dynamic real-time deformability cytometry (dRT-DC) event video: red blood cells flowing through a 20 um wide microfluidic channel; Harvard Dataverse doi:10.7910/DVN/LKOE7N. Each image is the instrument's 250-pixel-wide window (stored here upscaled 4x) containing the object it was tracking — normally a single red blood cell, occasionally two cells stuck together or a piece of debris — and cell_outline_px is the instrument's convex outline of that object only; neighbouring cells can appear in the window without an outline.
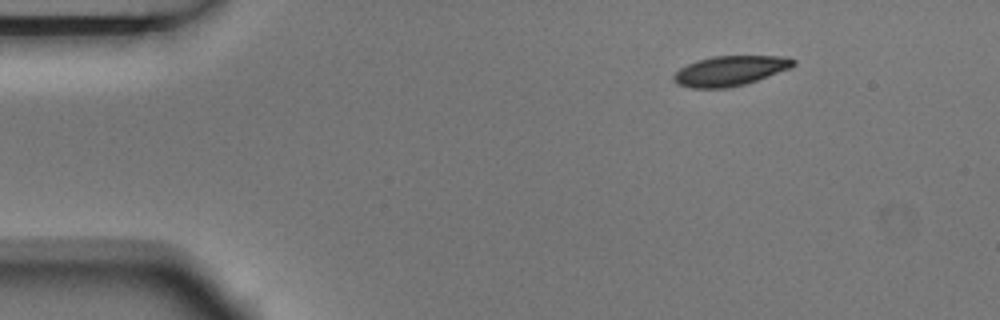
{"species": "Egyptian fruit bat (a non-hibernating species)", "species_latin": "Rousettus aegyptiacus", "temperature_condition": "room temperature", "stored_images_in_passage": 4, "camera_frame_rate_fps": 3000, "um_per_image_px": 0.085, "animal": {"sex": "male"}, "frame": {"image": 1, "passage_image": 4, "time_ms": 1.0, "image_size_px": [1000, 320], "cell_outline_px": [[796, 64], [792, 68], [744, 84], [728, 88], [692, 88], [676, 84], [672, 80], [672, 76], [680, 68], [696, 60], [712, 56], [788, 56], [796, 60]], "centroid_in_image_um": [62.06, 6.01], "position_along_channel_um": 22.9, "area_um2": 21.04}}